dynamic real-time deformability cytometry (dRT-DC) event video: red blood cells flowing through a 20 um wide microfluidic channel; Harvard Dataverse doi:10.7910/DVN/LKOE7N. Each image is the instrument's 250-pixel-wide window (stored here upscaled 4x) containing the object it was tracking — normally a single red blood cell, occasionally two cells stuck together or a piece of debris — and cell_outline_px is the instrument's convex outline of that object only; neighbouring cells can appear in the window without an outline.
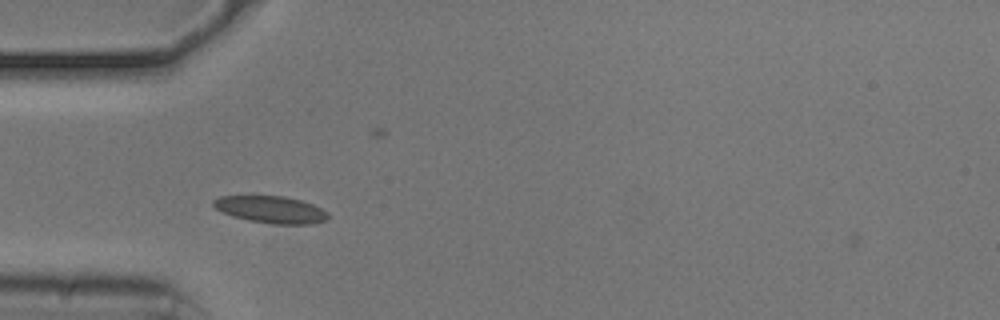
{"species": "common noctule bat (a hibernating species)", "species_latin": "Nyctalus noctula", "temperature_condition": "cold", "stored_images_in_passage": 40, "camera_frame_rate_fps": 3000, "um_per_image_px": 0.085, "animal": {"sex": "male", "body_mass_g": 20.5, "forearm_length_mm": 52.5}, "frame": {"image": 1, "passage_image": 1, "time_ms": 0.0, "image_size_px": [1000, 320], "cell_outline_px": [[328, 216], [324, 220], [312, 224], [276, 224], [248, 220], [232, 216], [216, 208], [212, 204], [212, 200], [220, 196], [284, 196], [300, 200], [312, 204], [328, 212]], "centroid_in_image_um": [23.01, 17.81], "position_along_channel_um": 62.0, "area_um2": 17.86}}
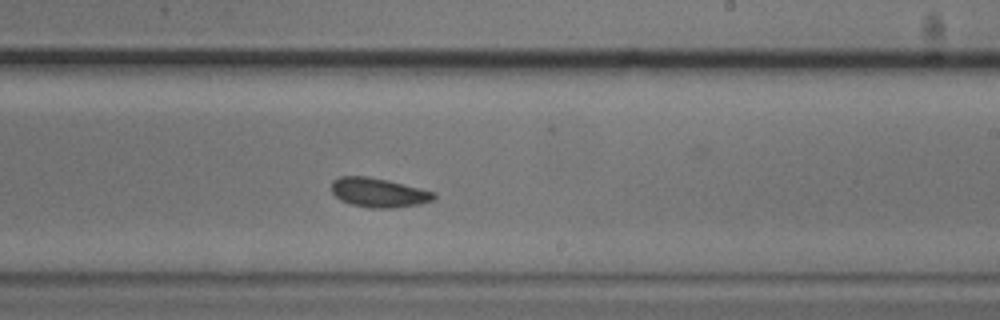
{"frame": {"image": 2, "passage_image": 17, "time_ms": 5.333, "image_size_px": [1000, 320], "cell_outline_px": [[436, 200], [420, 204], [396, 208], [372, 208], [352, 204], [340, 200], [332, 192], [332, 180], [340, 176], [368, 176], [388, 180], [436, 192]], "centroid_in_image_um": [32.22, 16.37], "position_along_channel_um": 256.8, "area_um2": 17.63}}
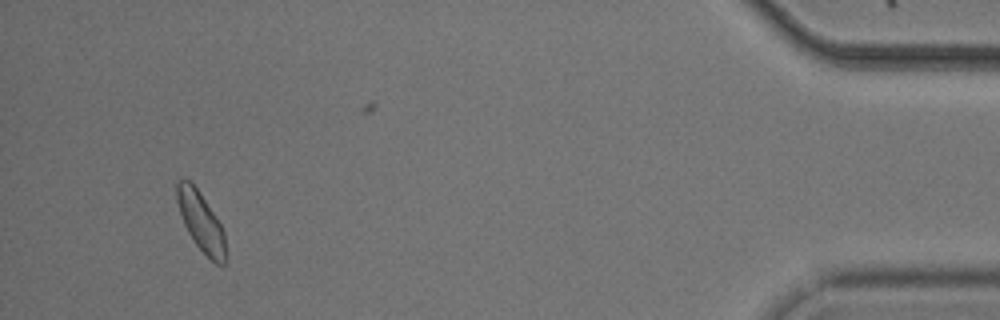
{"frame": {"image": 3, "passage_image": 36, "time_ms": 11.667, "image_size_px": [1000, 320], "cell_outline_px": [[224, 264], [216, 264], [192, 240], [184, 224], [176, 200], [176, 180], [184, 176], [196, 188], [220, 224], [224, 232]], "centroid_in_image_um": [17.02, 18.78], "position_along_channel_um": 418.2, "area_um2": 16.24}, "authors_computed_cell_mechanics": {"area_um2": 17.1088, "velocity_mm_per_s": 3.6799, "shape_relaxation_time_tau1_ms": 4.0158, "shape_relaxation_time_tau2_ms": 3.3567, "deformation_change_tau1": 0.0805, "deformation_change_tau2": 0.0761}}